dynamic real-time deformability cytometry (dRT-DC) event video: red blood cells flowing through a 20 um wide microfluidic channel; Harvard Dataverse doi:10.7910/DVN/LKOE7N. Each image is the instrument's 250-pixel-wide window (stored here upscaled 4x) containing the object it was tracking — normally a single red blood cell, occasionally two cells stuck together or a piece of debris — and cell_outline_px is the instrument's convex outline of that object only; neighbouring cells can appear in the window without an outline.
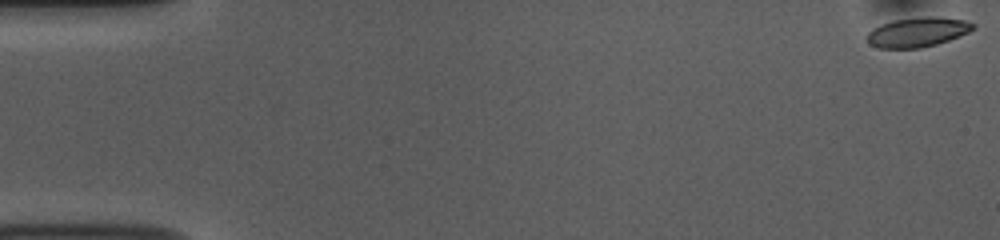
{"species": "common noctule bat (a hibernating species)", "species_latin": "Nyctalus noctula", "temperature_condition": "room temperature", "stored_images_in_passage": 54, "camera_frame_rate_fps": 3000, "um_per_image_px": 0.085, "animal": {"sex": "female", "body_mass_g": 10.0, "forearm_length_mm": 53.1}, "frame": {"image": 1, "passage_image": 1, "time_ms": 0.0, "image_size_px": [1000, 240], "cell_outline_px": [[976, 28], [960, 36], [924, 48], [876, 48], [868, 44], [864, 40], [864, 36], [872, 28], [880, 24], [896, 20], [924, 16], [936, 16], [964, 20], [976, 24]], "centroid_in_image_um": [77.94, 2.74], "position_along_channel_um": 7.1, "area_um2": 18.67}}
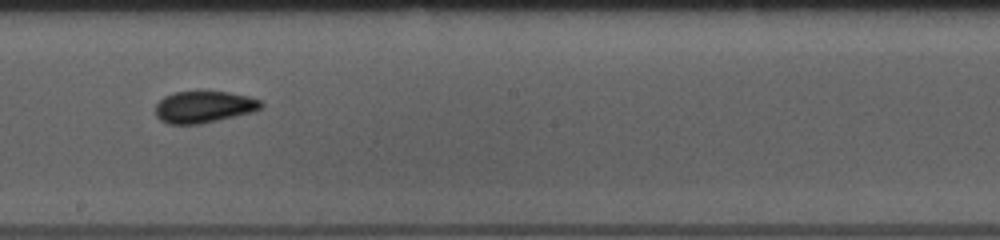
{"frame": {"image": 2, "passage_image": 30, "time_ms": 9.667, "image_size_px": [1000, 240], "cell_outline_px": [[264, 104], [260, 108], [252, 112], [200, 124], [168, 124], [160, 120], [156, 116], [156, 104], [164, 96], [176, 92], [228, 92], [248, 96], [260, 100]], "centroid_in_image_um": [17.31, 9.09], "position_along_channel_um": 230.9, "area_um2": 19.36}}
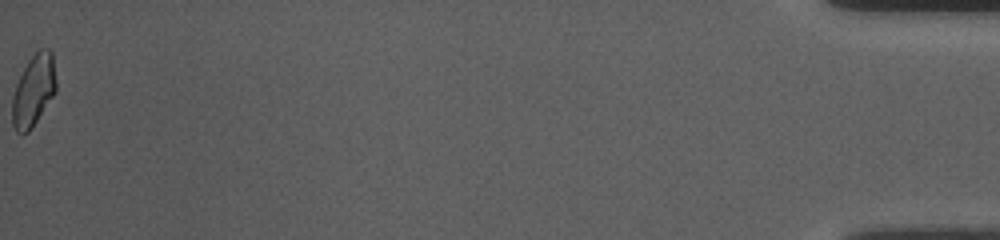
{"frame": {"image": 3, "passage_image": 54, "time_ms": 17.667, "image_size_px": [1000, 240], "cell_outline_px": [[56, 92], [32, 128], [28, 132], [16, 132], [12, 124], [12, 96], [16, 84], [28, 60], [40, 48], [48, 48], [52, 52], [56, 80]], "centroid_in_image_um": [2.86, 7.69], "position_along_channel_um": 432.3, "area_um2": 18.32}, "authors_computed_cell_mechanics": {"area_um2": 19.0162, "velocity_mm_per_s": 3.7552, "shape_relaxation_time_tau1_ms": 4.4565, "shape_relaxation_time_tau2_ms": 1.0977, "deformation_change_tau1": 0.1073, "deformation_change_tau2": 0.0418}}